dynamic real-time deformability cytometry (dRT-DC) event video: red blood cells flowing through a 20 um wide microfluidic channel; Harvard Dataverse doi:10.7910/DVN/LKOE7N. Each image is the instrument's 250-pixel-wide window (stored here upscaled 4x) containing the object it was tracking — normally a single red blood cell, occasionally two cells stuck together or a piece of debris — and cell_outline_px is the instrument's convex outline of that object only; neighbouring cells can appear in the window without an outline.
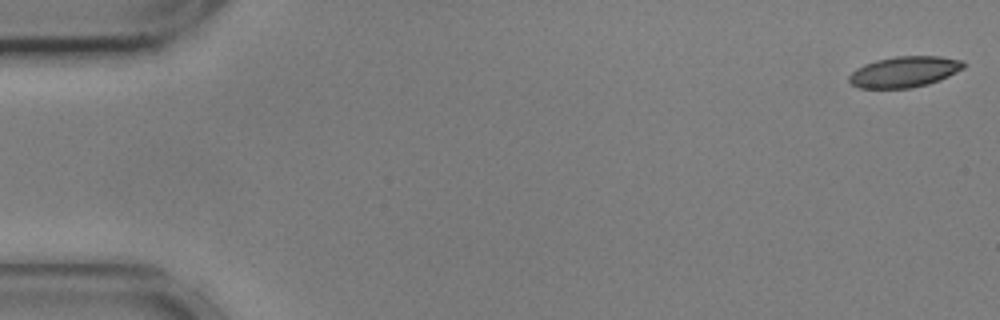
{"species": "common noctule bat (a hibernating species)", "species_latin": "Nyctalus noctula", "temperature_condition": "cold", "stored_images_in_passage": 55, "camera_frame_rate_fps": 3000, "um_per_image_px": 0.085, "animal": {"sex": "male", "body_mass_g": 17.9, "forearm_length_mm": 54.2}, "frame": {"image": 1, "passage_image": 1, "time_ms": 0.0, "image_size_px": [1000, 320], "cell_outline_px": [[964, 68], [940, 80], [928, 84], [912, 88], [860, 88], [852, 84], [848, 80], [848, 76], [856, 68], [864, 64], [876, 60], [896, 56], [940, 56], [964, 60]], "centroid_in_image_um": [76.87, 6.1], "position_along_channel_um": 8.1, "area_um2": 20.69}}
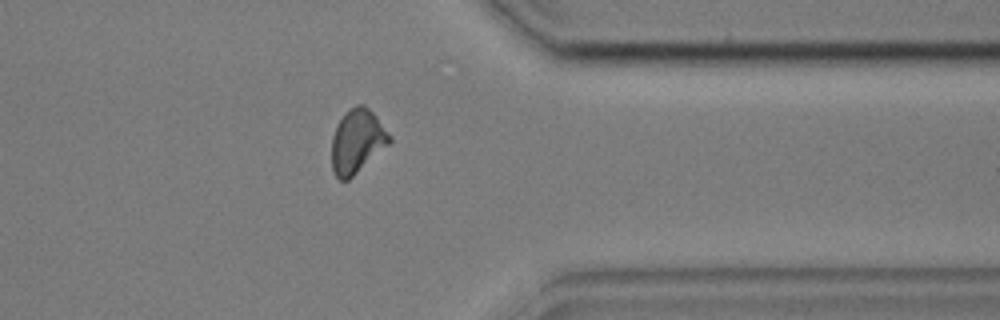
{"frame": {"image": 2, "passage_image": 44, "time_ms": 14.333, "image_size_px": [1000, 320], "cell_outline_px": [[392, 140], [388, 144], [348, 180], [340, 180], [332, 172], [332, 136], [344, 112], [348, 108], [356, 104], [364, 104], [376, 116], [392, 136]], "centroid_in_image_um": [30.34, 11.98], "position_along_channel_um": 381.1, "area_um2": 21.33}}
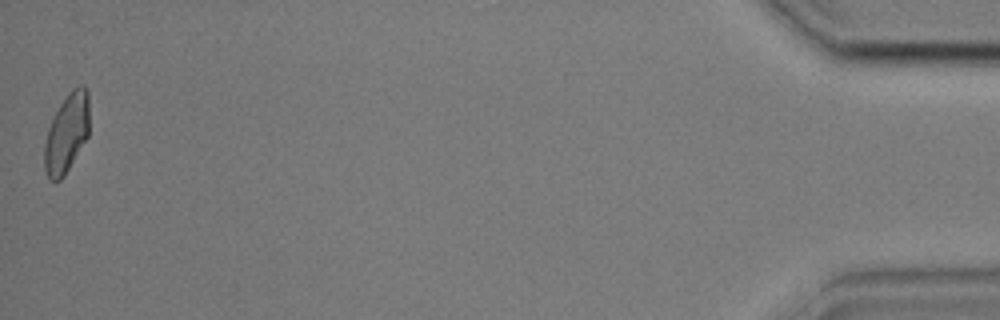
{"frame": {"image": 3, "passage_image": 55, "time_ms": 18.0, "image_size_px": [1000, 320], "cell_outline_px": [[88, 136], [64, 176], [60, 180], [48, 180], [44, 168], [44, 144], [48, 128], [52, 116], [68, 92], [72, 88], [80, 84], [84, 84], [88, 92]], "centroid_in_image_um": [5.65, 11.3], "position_along_channel_um": 429.6, "area_um2": 20.81}, "authors_computed_cell_mechanics": {"area_um2": 21.1548, "velocity_mm_per_s": 3.6002, "shape_relaxation_time_tau1_ms": null, "shape_relaxation_time_tau2_ms": 3.692, "deformation_change_tau1": null, "deformation_change_tau2": 0.0958}}